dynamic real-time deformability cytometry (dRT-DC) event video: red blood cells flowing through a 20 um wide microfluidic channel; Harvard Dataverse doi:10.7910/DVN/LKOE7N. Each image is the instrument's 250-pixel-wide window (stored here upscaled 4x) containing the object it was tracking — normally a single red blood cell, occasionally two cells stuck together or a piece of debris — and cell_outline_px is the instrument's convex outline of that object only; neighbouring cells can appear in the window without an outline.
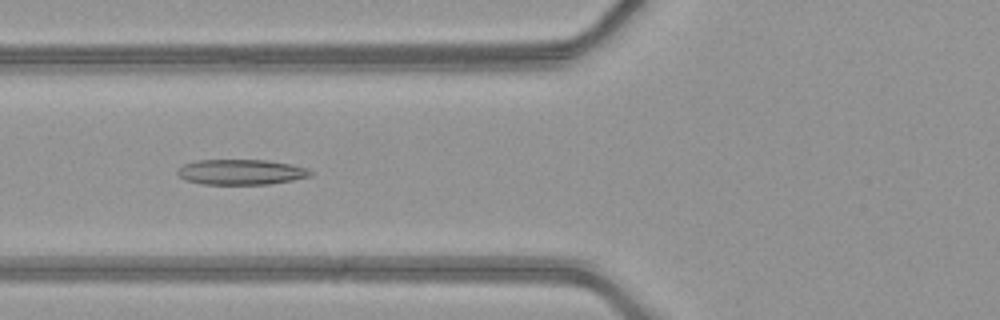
{"species": "common noctule bat (a hibernating species)", "species_latin": "Nyctalus noctula", "temperature_condition": "warm", "stored_images_in_passage": 37, "camera_frame_rate_fps": 3000, "um_per_image_px": 0.085, "animal": {"sex": "female", "body_mass_g": 21.9}, "frame": {"image": 1, "passage_image": 8, "time_ms": 2.333, "image_size_px": [1000, 320], "cell_outline_px": [[312, 176], [292, 180], [268, 184], [204, 184], [188, 180], [180, 176], [176, 172], [184, 164], [196, 160], [268, 160], [292, 164], [308, 168], [312, 172]], "centroid_in_image_um": [20.54, 14.61], "position_along_channel_um": 105.3, "area_um2": 19.54}}
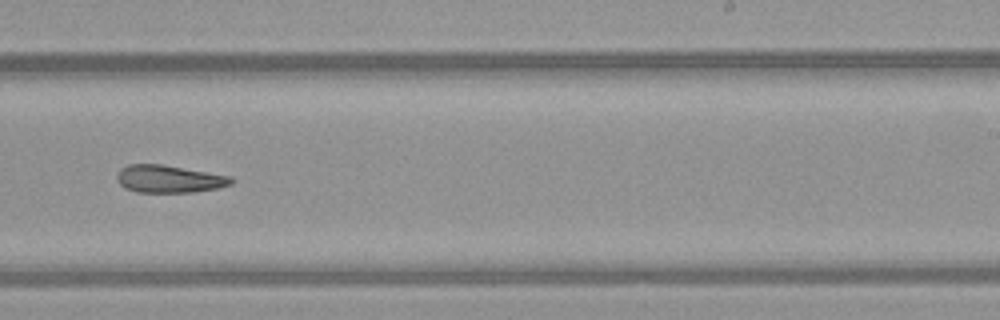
{"frame": {"image": 2, "passage_image": 20, "time_ms": 6.333, "image_size_px": [1000, 320], "cell_outline_px": [[236, 180], [232, 184], [216, 188], [192, 192], [136, 192], [124, 188], [120, 184], [116, 176], [120, 168], [128, 164], [160, 164], [232, 176]], "centroid_in_image_um": [14.37, 15.21], "position_along_channel_um": 274.6, "area_um2": 18.38}}
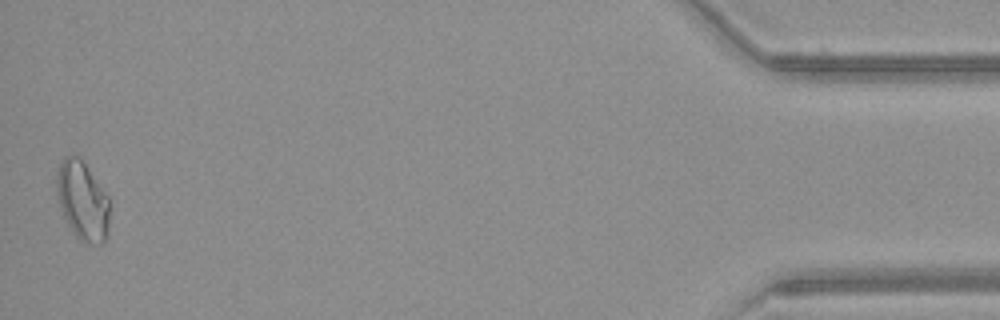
{"frame": {"image": 3, "passage_image": 37, "time_ms": 12.0, "image_size_px": [1000, 320], "cell_outline_px": [[108, 236], [104, 244], [88, 244], [80, 240], [72, 232], [64, 216], [56, 192], [56, 172], [64, 156], [80, 156], [108, 196]], "centroid_in_image_um": [7.01, 17.07], "position_along_channel_um": 428.2, "area_um2": 24.39}}